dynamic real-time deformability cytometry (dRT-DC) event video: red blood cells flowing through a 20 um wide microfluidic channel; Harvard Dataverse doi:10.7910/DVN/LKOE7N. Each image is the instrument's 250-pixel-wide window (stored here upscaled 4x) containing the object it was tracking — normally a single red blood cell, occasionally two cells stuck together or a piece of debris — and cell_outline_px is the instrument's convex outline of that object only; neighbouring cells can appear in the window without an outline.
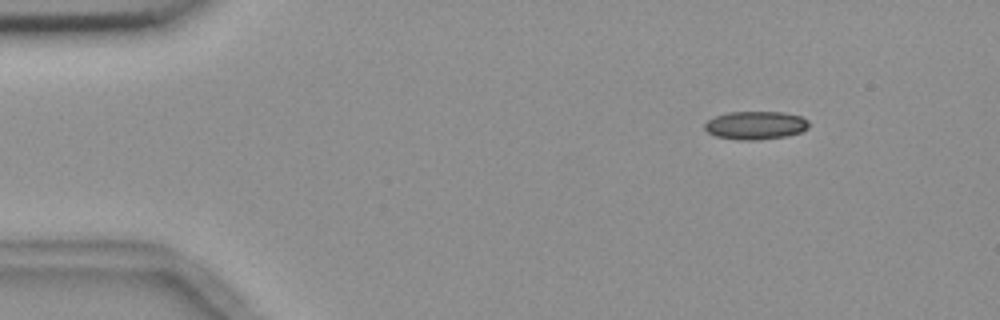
{"species": "common noctule bat (a hibernating species)", "species_latin": "Nyctalus noctula", "temperature_condition": "room temperature", "stored_images_in_passage": 6, "camera_frame_rate_fps": 3000, "um_per_image_px": 0.085, "animal": {"sex": "female", "body_mass_g": 18.4}, "frame": {"image": 1, "passage_image": 2, "time_ms": 1.333, "image_size_px": [1000, 320], "cell_outline_px": [[808, 128], [800, 132], [788, 136], [756, 140], [740, 140], [716, 136], [708, 132], [704, 128], [704, 124], [708, 120], [716, 116], [728, 112], [780, 112], [800, 116], [808, 120]], "centroid_in_image_um": [64.22, 10.65], "position_along_channel_um": 20.8, "area_um2": 17.05}}
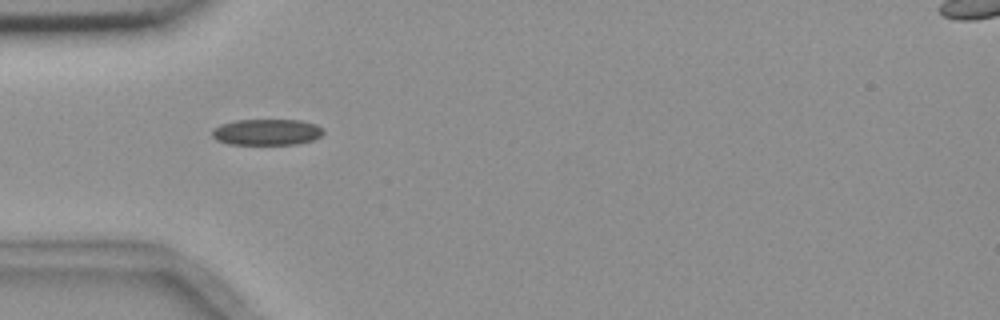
{"frame": {"image": 2, "passage_image": 5, "time_ms": 4.667, "image_size_px": [1000, 320], "cell_outline_px": [[324, 132], [320, 136], [312, 140], [296, 144], [228, 144], [216, 140], [212, 136], [212, 132], [220, 124], [236, 120], [300, 120], [316, 124], [324, 128]], "centroid_in_image_um": [22.69, 11.22], "position_along_channel_um": 62.3, "area_um2": 16.94}}